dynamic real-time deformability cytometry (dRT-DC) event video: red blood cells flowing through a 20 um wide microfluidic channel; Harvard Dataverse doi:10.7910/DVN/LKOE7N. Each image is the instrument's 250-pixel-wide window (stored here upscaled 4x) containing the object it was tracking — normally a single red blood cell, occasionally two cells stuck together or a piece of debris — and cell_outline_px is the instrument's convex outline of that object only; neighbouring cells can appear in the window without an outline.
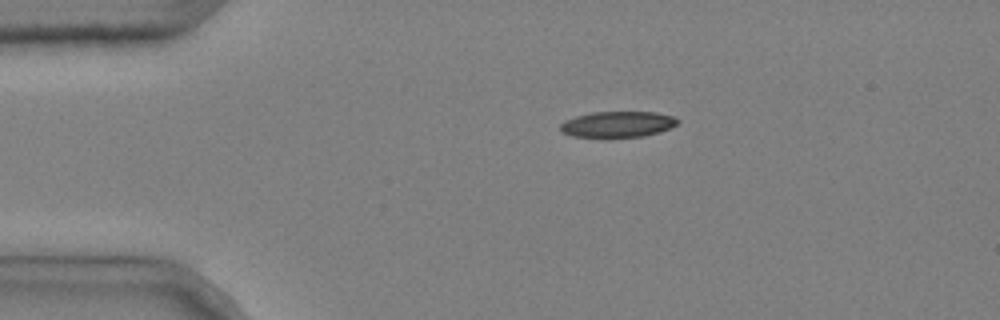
{"species": "common noctule bat (a hibernating species)", "species_latin": "Nyctalus noctula", "temperature_condition": "cold", "stored_images_in_passage": 3, "camera_frame_rate_fps": 3000, "um_per_image_px": 0.085, "animal": {"sex": "male", "body_mass_g": 20.4}, "frame": {"image": 1, "passage_image": 1, "time_ms": 0.0, "image_size_px": [1000, 320], "cell_outline_px": [[680, 120], [676, 124], [660, 132], [644, 136], [572, 136], [564, 132], [560, 128], [560, 124], [564, 120], [576, 116], [592, 112], [656, 112], [672, 116]], "centroid_in_image_um": [52.51, 10.54], "position_along_channel_um": 32.5, "area_um2": 17.34}}
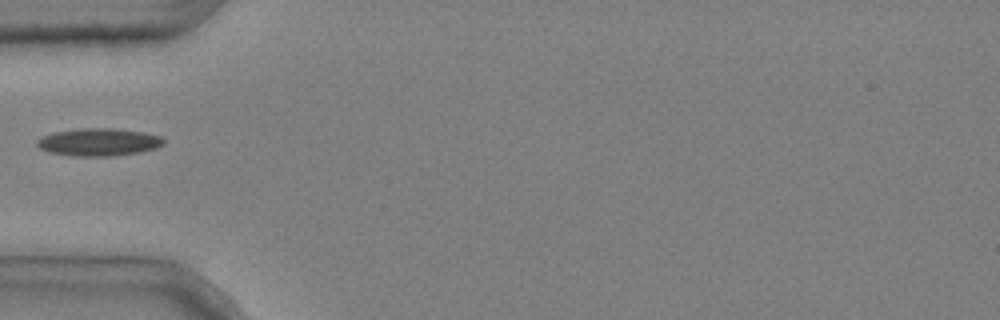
{"frame": {"image": 2, "passage_image": 3, "time_ms": 0.667, "image_size_px": [1000, 320], "cell_outline_px": [[164, 144], [156, 148], [140, 152], [112, 156], [72, 156], [48, 152], [40, 148], [36, 144], [36, 140], [44, 136], [56, 132], [80, 128], [112, 128], [144, 132], [160, 136], [164, 140]], "centroid_in_image_um": [8.4, 12.08], "position_along_channel_um": 76.6, "area_um2": 20.35}}